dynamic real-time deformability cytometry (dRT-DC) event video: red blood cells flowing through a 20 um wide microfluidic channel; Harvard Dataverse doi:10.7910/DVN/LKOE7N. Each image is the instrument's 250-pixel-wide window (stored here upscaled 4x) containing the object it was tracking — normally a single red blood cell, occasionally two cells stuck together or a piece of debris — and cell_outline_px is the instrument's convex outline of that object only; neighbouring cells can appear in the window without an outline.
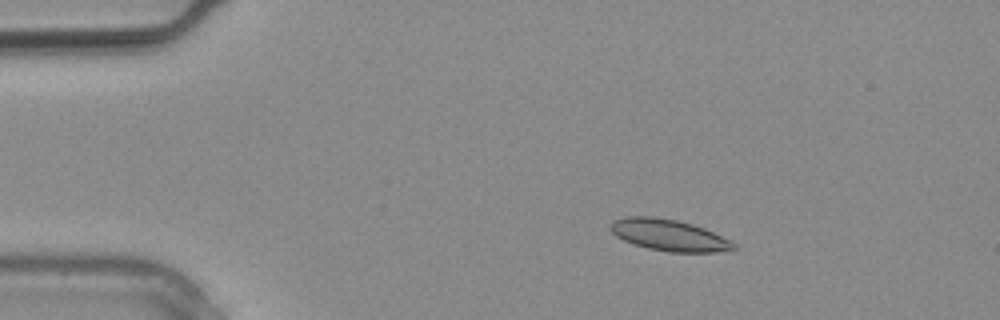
{"species": "common noctule bat (a hibernating species)", "species_latin": "Nyctalus noctula", "temperature_condition": "warm", "stored_images_in_passage": 16, "camera_frame_rate_fps": 3000, "um_per_image_px": 0.085, "animal": {"sex": "male", "body_mass_g": 20.4}, "frame": {"image": 1, "passage_image": 5, "time_ms": 1.333, "image_size_px": [1000, 320], "cell_outline_px": [[736, 248], [716, 252], [668, 252], [648, 248], [632, 244], [616, 236], [608, 228], [608, 224], [612, 220], [624, 216], [652, 216], [676, 220], [692, 224], [704, 228], [736, 244]], "centroid_in_image_um": [56.77, 19.97], "position_along_channel_um": 28.2, "area_um2": 22.6}}